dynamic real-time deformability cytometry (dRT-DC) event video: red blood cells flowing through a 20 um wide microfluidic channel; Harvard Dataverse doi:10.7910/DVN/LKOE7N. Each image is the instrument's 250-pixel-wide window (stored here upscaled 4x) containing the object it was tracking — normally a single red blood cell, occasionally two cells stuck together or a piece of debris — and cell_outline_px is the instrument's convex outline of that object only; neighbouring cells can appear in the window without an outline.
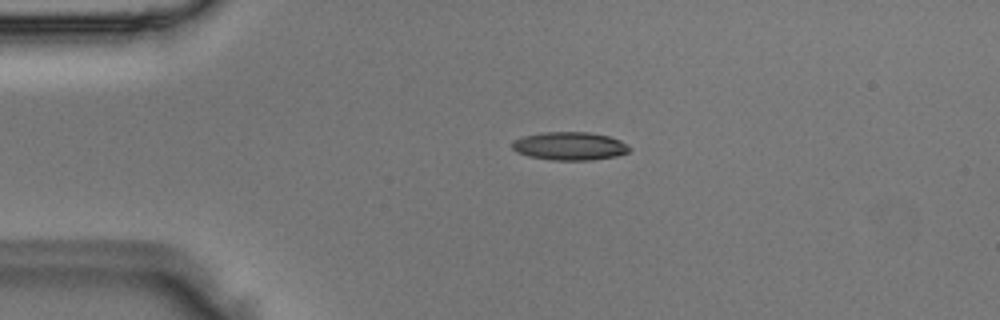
{"species": "Egyptian fruit bat (a non-hibernating species)", "species_latin": "Rousettus aegyptiacus", "temperature_condition": "room temperature", "stored_images_in_passage": 4, "camera_frame_rate_fps": 3000, "um_per_image_px": 0.085, "animal": {"sex": "male"}, "frame": {"image": 1, "passage_image": 2, "time_ms": 0.333, "image_size_px": [1000, 320], "cell_outline_px": [[632, 148], [628, 152], [616, 156], [592, 160], [552, 160], [528, 156], [516, 152], [512, 148], [512, 140], [524, 136], [544, 132], [588, 132], [608, 136], [620, 140], [628, 144]], "centroid_in_image_um": [48.43, 12.42], "position_along_channel_um": 36.6, "area_um2": 19.36}}
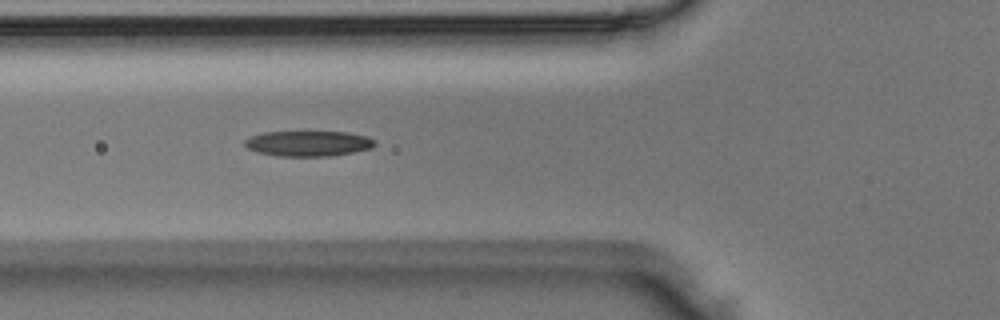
{"frame": {"image": 2, "passage_image": 4, "time_ms": 1.0, "image_size_px": [1000, 320], "cell_outline_px": [[376, 144], [372, 148], [332, 156], [276, 156], [256, 152], [248, 148], [244, 144], [244, 140], [252, 136], [264, 132], [348, 132], [368, 136], [376, 140]], "centroid_in_image_um": [26.23, 12.2], "position_along_channel_um": 99.6, "area_um2": 19.36}}